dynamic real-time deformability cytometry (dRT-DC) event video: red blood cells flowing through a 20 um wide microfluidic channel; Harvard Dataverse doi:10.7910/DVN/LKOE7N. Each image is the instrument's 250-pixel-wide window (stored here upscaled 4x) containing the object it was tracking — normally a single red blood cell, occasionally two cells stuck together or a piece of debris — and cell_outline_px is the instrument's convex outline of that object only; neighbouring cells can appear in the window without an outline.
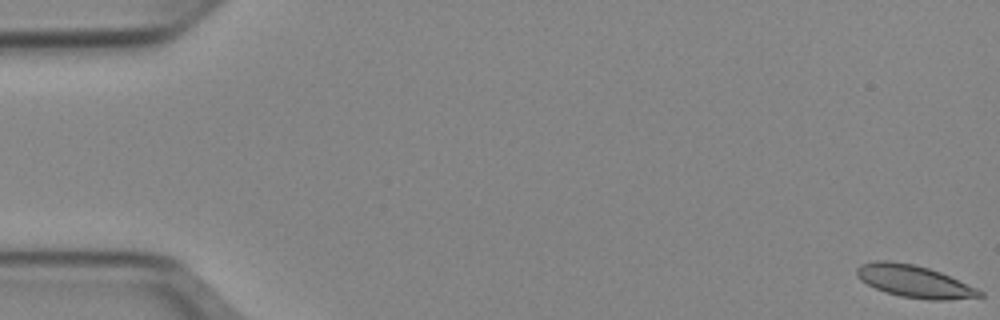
{"species": "Egyptian fruit bat (a non-hibernating species)", "species_latin": "Rousettus aegyptiacus", "temperature_condition": "cold", "stored_images_in_passage": 52, "camera_frame_rate_fps": 3000, "um_per_image_px": 0.085, "animal": {"sex": "female"}, "frame": {"image": 1, "passage_image": 1, "time_ms": 0.0, "image_size_px": [1000, 320], "cell_outline_px": [[984, 296], [944, 300], [932, 300], [900, 296], [884, 292], [860, 280], [856, 276], [856, 268], [860, 264], [876, 260], [888, 260], [916, 264], [940, 272], [976, 288], [984, 292]], "centroid_in_image_um": [77.67, 23.9], "position_along_channel_um": 7.3, "area_um2": 23.06}}
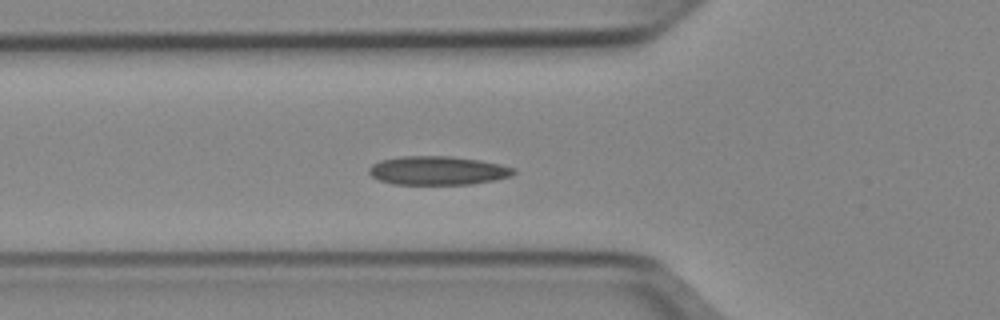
{"frame": {"image": 2, "passage_image": 19, "time_ms": 6.0, "image_size_px": [1000, 320], "cell_outline_px": [[516, 172], [512, 176], [496, 180], [472, 184], [392, 184], [380, 180], [372, 176], [368, 172], [368, 168], [372, 164], [380, 160], [400, 156], [452, 156], [480, 160], [500, 164], [516, 168]], "centroid_in_image_um": [37.23, 14.49], "position_along_channel_um": 88.6, "area_um2": 24.45}}
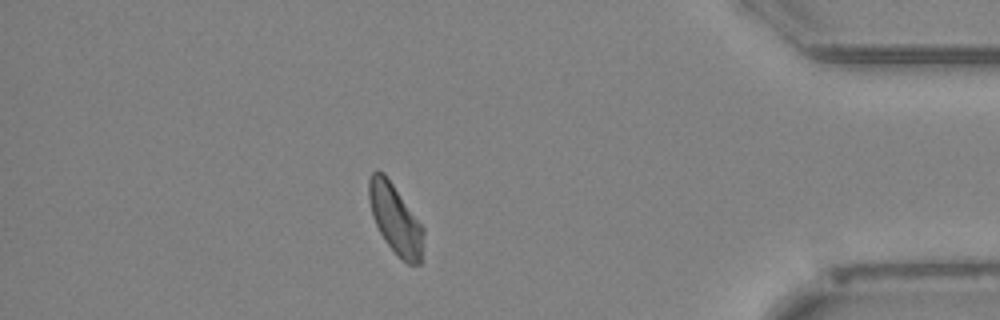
{"frame": {"image": 3, "passage_image": 46, "time_ms": 15.0, "image_size_px": [1000, 320], "cell_outline_px": [[424, 232], [420, 264], [408, 264], [384, 240], [372, 216], [368, 200], [368, 180], [372, 172], [376, 168], [384, 172], [424, 228]], "centroid_in_image_um": [33.57, 18.56], "position_along_channel_um": 401.6, "area_um2": 21.91}, "authors_computed_cell_mechanics": {"area_um2": 23.0622, "velocity_mm_per_s": 3.9092, "shape_relaxation_time_tau1_ms": 7.6765, "shape_relaxation_time_tau2_ms": 5.3857, "deformation_change_tau1": 0.1401, "deformation_change_tau2": 0.1115}}